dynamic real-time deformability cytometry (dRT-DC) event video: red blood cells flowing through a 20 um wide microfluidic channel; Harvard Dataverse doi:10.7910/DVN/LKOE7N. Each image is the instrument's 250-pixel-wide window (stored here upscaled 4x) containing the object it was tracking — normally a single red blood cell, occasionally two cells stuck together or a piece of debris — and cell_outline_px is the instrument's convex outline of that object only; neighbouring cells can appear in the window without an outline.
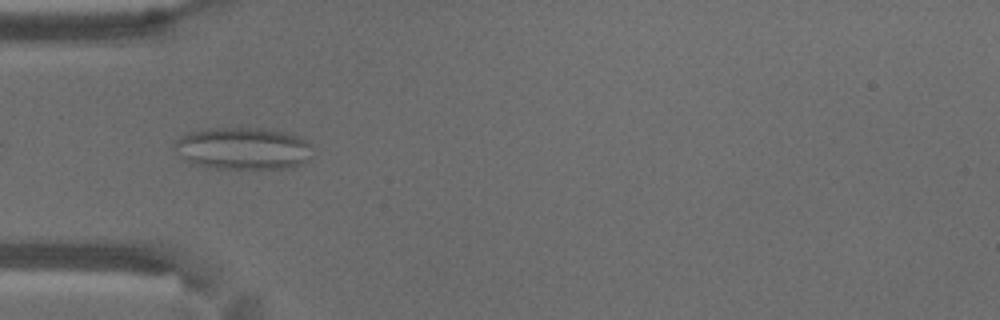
{"species": "common noctule bat (a hibernating species)", "species_latin": "Nyctalus noctula", "temperature_condition": "warm", "stored_images_in_passage": 5, "camera_frame_rate_fps": 3000, "um_per_image_px": 0.085, "animal": {"sex": "male", "body_mass_g": 18.8}, "frame": {"image": 1, "passage_image": 2, "time_ms": 0.333, "image_size_px": [1000, 320], "cell_outline_px": [[308, 160], [292, 168], [216, 168], [192, 164], [172, 148], [172, 144], [176, 140], [188, 132], [208, 128], [240, 124], [268, 128], [292, 132], [308, 140]], "centroid_in_image_um": [20.64, 12.55], "position_along_channel_um": 64.4, "area_um2": 34.97}}